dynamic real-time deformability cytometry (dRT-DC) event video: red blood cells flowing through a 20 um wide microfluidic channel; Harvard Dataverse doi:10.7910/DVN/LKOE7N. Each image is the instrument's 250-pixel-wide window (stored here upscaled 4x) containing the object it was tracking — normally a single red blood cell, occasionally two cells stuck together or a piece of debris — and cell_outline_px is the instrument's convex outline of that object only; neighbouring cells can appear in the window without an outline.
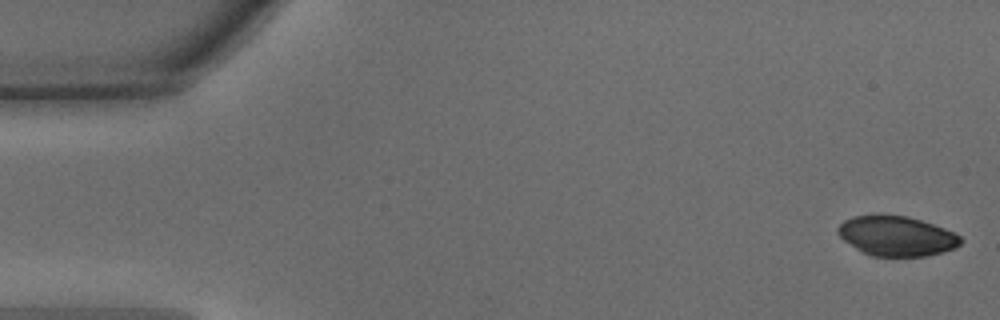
{"species": "common noctule bat (a hibernating species)", "species_latin": "Nyctalus noctula", "temperature_condition": "warm", "stored_images_in_passage": 47, "camera_frame_rate_fps": 3000, "um_per_image_px": 0.085, "animal": {"sex": "male", "body_mass_g": 15.6}, "frame": {"image": 1, "passage_image": 1, "time_ms": 0.0, "image_size_px": [1000, 320], "cell_outline_px": [[964, 240], [956, 248], [924, 256], [872, 256], [856, 248], [844, 240], [836, 232], [836, 228], [844, 220], [852, 216], [908, 216], [944, 228], [960, 236]], "centroid_in_image_um": [76.21, 20.07], "position_along_channel_um": 8.8, "area_um2": 28.09}}
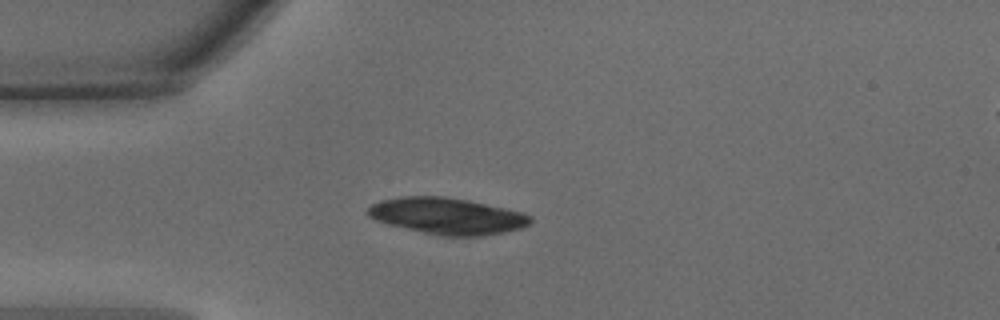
{"frame": {"image": 2, "passage_image": 12, "time_ms": 3.667, "image_size_px": [1000, 320], "cell_outline_px": [[532, 224], [520, 228], [480, 236], [440, 236], [388, 224], [376, 220], [368, 216], [368, 208], [372, 204], [380, 200], [400, 196], [444, 196], [468, 200], [504, 208], [520, 212], [532, 216]], "centroid_in_image_um": [37.99, 18.35], "position_along_channel_um": 47.0, "area_um2": 34.33}}
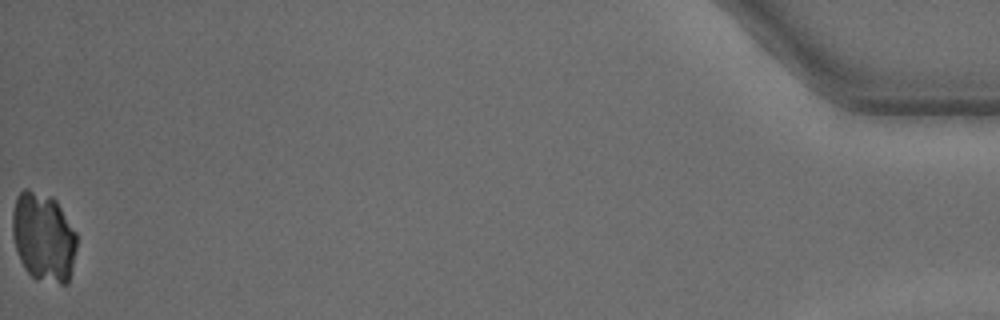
{"frame": {"image": 3, "passage_image": 47, "time_ms": 15.333, "image_size_px": [1000, 320], "cell_outline_px": [[76, 248], [72, 272], [68, 284], [60, 284], [36, 280], [24, 268], [20, 260], [16, 248], [12, 232], [12, 212], [16, 196], [24, 188], [28, 188], [52, 196], [56, 200], [76, 232]], "centroid_in_image_um": [3.69, 20.15], "position_along_channel_um": 431.5, "area_um2": 33.87}}